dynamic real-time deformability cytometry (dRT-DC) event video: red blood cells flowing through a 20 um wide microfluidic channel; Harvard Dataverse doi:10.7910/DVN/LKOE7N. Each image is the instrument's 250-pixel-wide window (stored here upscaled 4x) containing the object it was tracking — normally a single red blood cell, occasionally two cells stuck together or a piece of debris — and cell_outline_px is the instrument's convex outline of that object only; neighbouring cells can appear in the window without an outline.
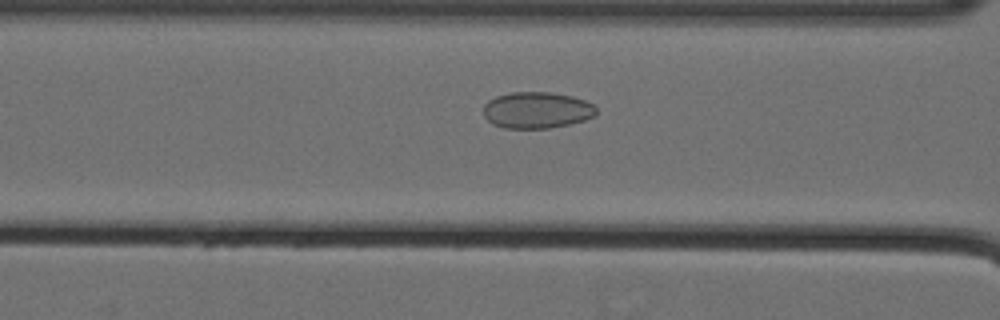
{"species": "Egyptian fruit bat (a non-hibernating species)", "species_latin": "Rousettus aegyptiacus", "temperature_condition": "cold", "stored_images_in_passage": 45, "camera_frame_rate_fps": 3000, "um_per_image_px": 0.085, "animal": {"sex": "female"}, "frame": {"image": 1, "passage_image": 13, "time_ms": 4.0, "image_size_px": [1000, 320], "cell_outline_px": [[596, 112], [592, 116], [584, 120], [568, 124], [548, 128], [504, 128], [492, 124], [484, 116], [484, 104], [488, 100], [496, 96], [512, 92], [548, 92], [572, 96], [584, 100], [592, 104], [596, 108]], "centroid_in_image_um": [45.59, 9.36], "position_along_channel_um": 121.0, "area_um2": 23.81}}
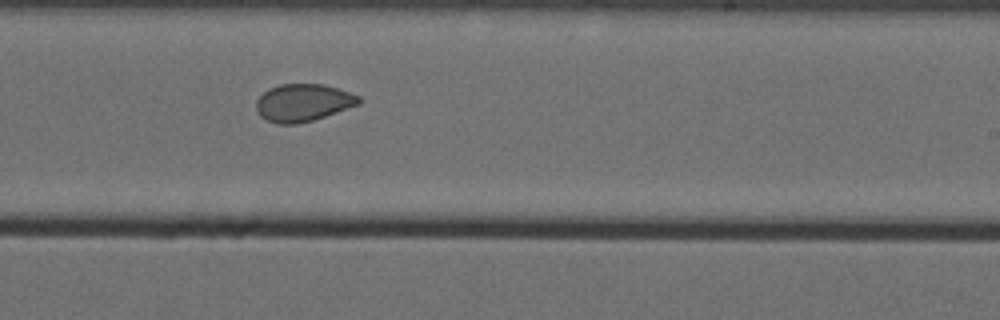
{"frame": {"image": 2, "passage_image": 25, "time_ms": 8.0, "image_size_px": [1000, 320], "cell_outline_px": [[360, 104], [312, 120], [296, 124], [280, 124], [268, 120], [260, 116], [256, 108], [256, 100], [268, 88], [280, 84], [324, 84], [360, 96]], "centroid_in_image_um": [25.74, 8.72], "position_along_channel_um": 263.3, "area_um2": 22.2}}
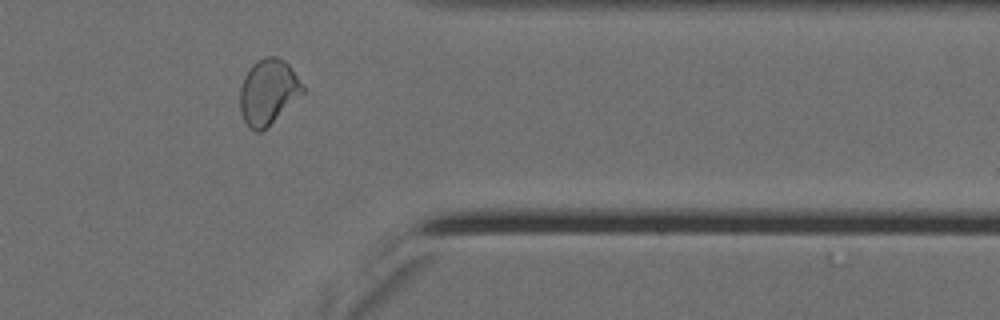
{"frame": {"image": 3, "passage_image": 36, "time_ms": 11.667, "image_size_px": [1000, 320], "cell_outline_px": [[304, 92], [260, 132], [256, 132], [244, 120], [240, 112], [240, 88], [244, 76], [252, 64], [264, 56], [276, 56], [284, 60], [292, 68], [304, 84]], "centroid_in_image_um": [22.79, 7.75], "position_along_channel_um": 388.6, "area_um2": 23.58}, "authors_computed_cell_mechanics": {"area_um2": 23.409, "velocity_mm_per_s": 3.5599, "shape_relaxation_time_tau1_ms": null, "shape_relaxation_time_tau2_ms": 1.232, "deformation_change_tau1": null, "deformation_change_tau2": 0.0468}}